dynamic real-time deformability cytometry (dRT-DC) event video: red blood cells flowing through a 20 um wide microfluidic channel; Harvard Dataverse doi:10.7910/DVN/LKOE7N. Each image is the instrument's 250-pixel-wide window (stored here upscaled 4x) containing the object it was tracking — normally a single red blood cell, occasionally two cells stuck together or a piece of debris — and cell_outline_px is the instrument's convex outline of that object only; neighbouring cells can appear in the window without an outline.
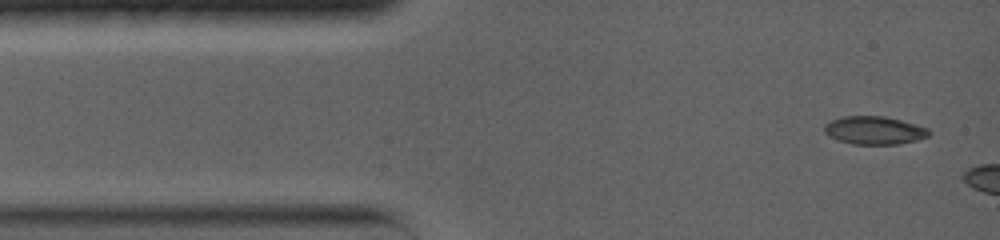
{"species": "common noctule bat (a hibernating species)", "species_latin": "Nyctalus noctula", "temperature_condition": "warm", "stored_images_in_passage": 64, "camera_frame_rate_fps": 5000, "um_per_image_px": 0.085, "animal": {"sex": "female", "body_mass_g": 19.0, "forearm_length_mm": 56.7}, "frame": {"image": 1, "passage_image": 1, "time_ms": 0.0, "image_size_px": [1000, 240], "cell_outline_px": [[932, 132], [928, 136], [916, 140], [896, 144], [852, 144], [828, 136], [824, 132], [824, 124], [832, 120], [844, 116], [884, 116], [916, 124], [928, 128]], "centroid_in_image_um": [74.31, 11.07], "position_along_channel_um": 10.7, "area_um2": 17.05}}
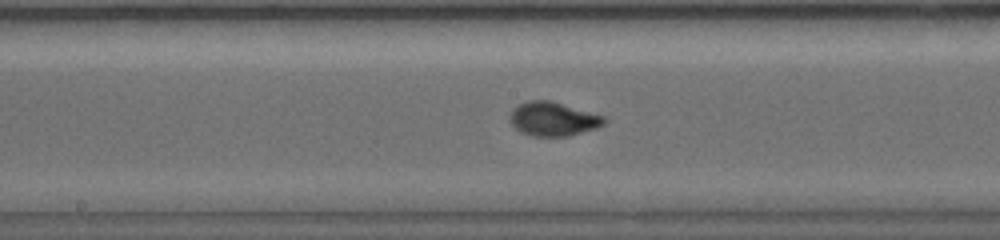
{"frame": {"image": 2, "passage_image": 34, "time_ms": 6.6, "image_size_px": [1000, 240], "cell_outline_px": [[608, 120], [604, 124], [596, 128], [568, 136], [532, 136], [520, 132], [512, 124], [512, 108], [528, 100], [548, 100], [608, 116]], "centroid_in_image_um": [47.08, 10.11], "position_along_channel_um": 201.1, "area_um2": 18.61}}
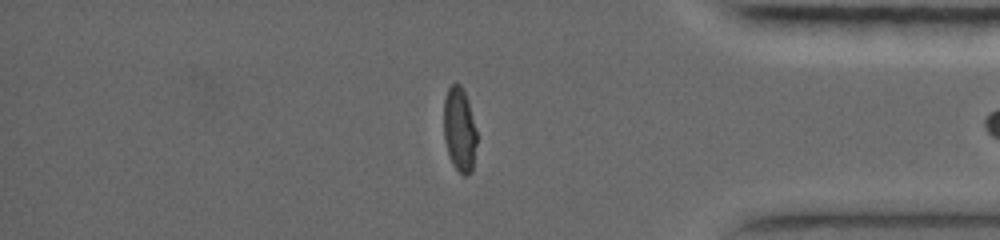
{"frame": {"image": 3, "passage_image": 62, "time_ms": 12.2, "image_size_px": [1000, 240], "cell_outline_px": [[476, 144], [472, 172], [468, 176], [464, 176], [452, 164], [444, 140], [444, 96], [448, 88], [452, 84], [460, 84], [464, 92], [476, 128]], "centroid_in_image_um": [39.04, 11.04], "position_along_channel_um": 396.2, "area_um2": 16.13}}